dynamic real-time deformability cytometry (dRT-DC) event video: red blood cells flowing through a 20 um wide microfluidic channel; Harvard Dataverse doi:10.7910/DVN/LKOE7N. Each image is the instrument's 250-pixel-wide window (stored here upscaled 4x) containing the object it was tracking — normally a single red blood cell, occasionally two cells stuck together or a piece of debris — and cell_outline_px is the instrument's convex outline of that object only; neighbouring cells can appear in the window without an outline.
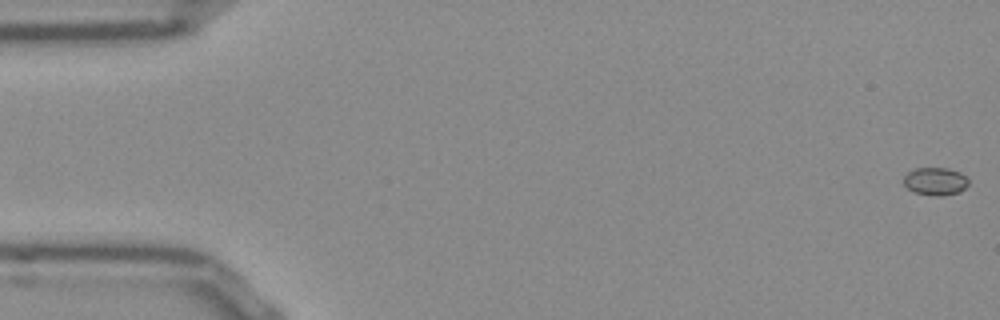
{"species": "Egyptian fruit bat (a non-hibernating species)", "species_latin": "Rousettus aegyptiacus", "temperature_condition": "room temperature", "stored_images_in_passage": 15, "camera_frame_rate_fps": 3000, "um_per_image_px": 0.085, "frame": {"image": 1, "passage_image": 1, "time_ms": 0.0, "image_size_px": [1000, 320], "cell_outline_px": [[968, 184], [960, 192], [940, 196], [936, 196], [916, 192], [908, 188], [904, 184], [904, 176], [908, 172], [916, 168], [948, 168], [960, 172], [968, 180]], "centroid_in_image_um": [79.51, 15.4], "position_along_channel_um": 5.5, "area_um2": 10.35}}
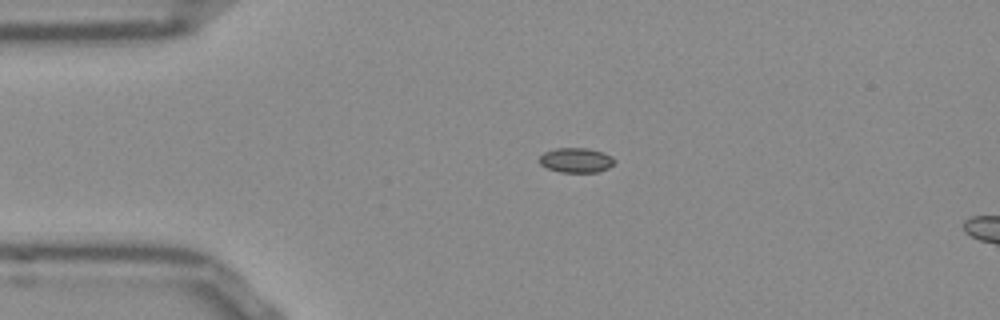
{"frame": {"image": 2, "passage_image": 12, "time_ms": 3.667, "image_size_px": [1000, 320], "cell_outline_px": [[616, 160], [608, 168], [600, 172], [560, 172], [548, 168], [540, 164], [540, 156], [544, 152], [556, 148], [588, 148], [604, 152], [612, 156]], "centroid_in_image_um": [49.0, 13.61], "position_along_channel_um": 36.0, "area_um2": 10.87}}